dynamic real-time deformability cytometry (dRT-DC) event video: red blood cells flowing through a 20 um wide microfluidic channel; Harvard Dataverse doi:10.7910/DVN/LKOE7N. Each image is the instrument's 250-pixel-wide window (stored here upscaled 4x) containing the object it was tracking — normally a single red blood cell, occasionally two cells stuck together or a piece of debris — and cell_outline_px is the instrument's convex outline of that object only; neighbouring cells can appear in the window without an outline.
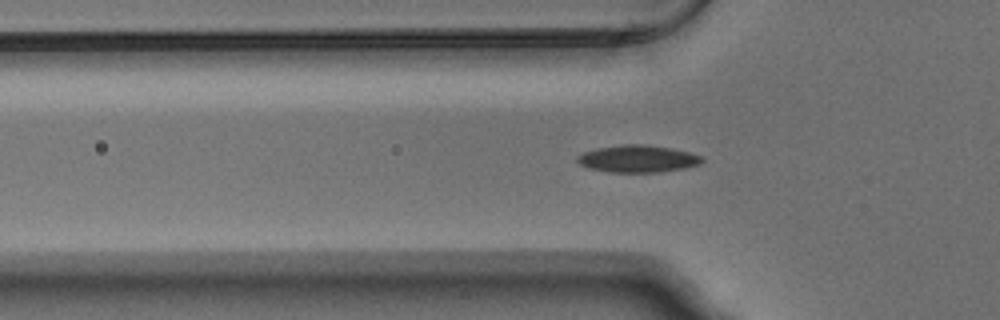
{"species": "Egyptian fruit bat (a non-hibernating species)", "species_latin": "Rousettus aegyptiacus", "temperature_condition": "warm", "stored_images_in_passage": 43, "camera_frame_rate_fps": 3000, "um_per_image_px": 0.085, "animal": {"sex": "male"}, "frame": {"image": 1, "passage_image": 6, "time_ms": 1.667, "image_size_px": [1000, 320], "cell_outline_px": [[704, 160], [700, 164], [684, 168], [660, 172], [608, 172], [588, 168], [580, 164], [576, 160], [576, 156], [584, 152], [596, 148], [624, 144], [640, 144], [668, 148], [688, 152], [704, 156]], "centroid_in_image_um": [54.19, 13.5], "position_along_channel_um": 71.6, "area_um2": 19.71}}
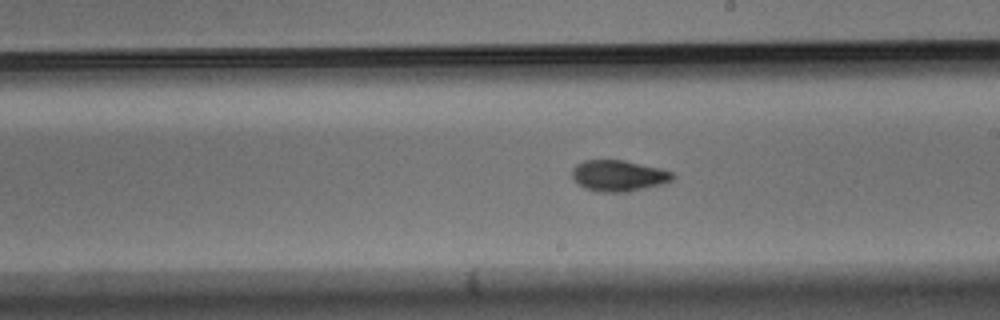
{"frame": {"image": 2, "passage_image": 19, "time_ms": 6.0, "image_size_px": [1000, 320], "cell_outline_px": [[676, 176], [672, 180], [664, 184], [628, 192], [600, 192], [584, 188], [572, 176], [572, 168], [576, 164], [584, 160], [624, 160], [660, 168], [672, 172]], "centroid_in_image_um": [52.6, 14.94], "position_along_channel_um": 236.4, "area_um2": 18.32}}
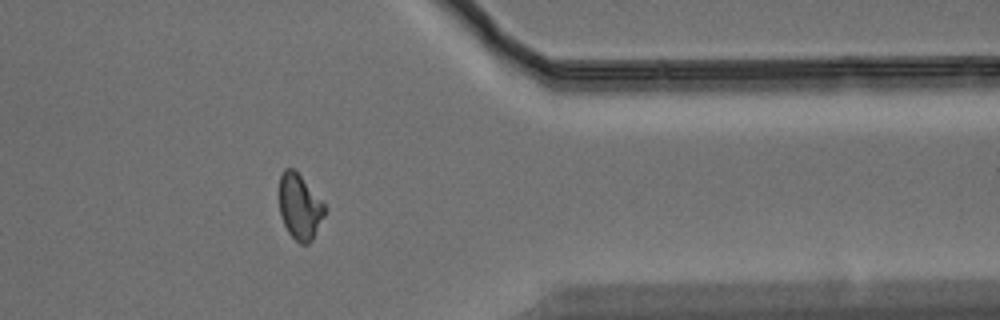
{"frame": {"image": 3, "passage_image": 32, "time_ms": 10.333, "image_size_px": [1000, 320], "cell_outline_px": [[328, 208], [312, 240], [308, 244], [300, 244], [288, 232], [280, 216], [280, 176], [284, 168], [292, 168], [300, 176]], "centroid_in_image_um": [25.48, 17.6], "position_along_channel_um": 385.9, "area_um2": 17.11}}